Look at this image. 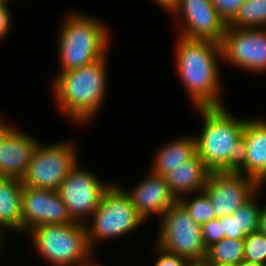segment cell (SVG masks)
Segmentation results:
<instances>
[{
  "mask_svg": "<svg viewBox=\"0 0 266 266\" xmlns=\"http://www.w3.org/2000/svg\"><path fill=\"white\" fill-rule=\"evenodd\" d=\"M11 0H0V3H10Z\"/></svg>",
  "mask_w": 266,
  "mask_h": 266,
  "instance_id": "38",
  "label": "cell"
},
{
  "mask_svg": "<svg viewBox=\"0 0 266 266\" xmlns=\"http://www.w3.org/2000/svg\"><path fill=\"white\" fill-rule=\"evenodd\" d=\"M227 27L266 28V0H245Z\"/></svg>",
  "mask_w": 266,
  "mask_h": 266,
  "instance_id": "20",
  "label": "cell"
},
{
  "mask_svg": "<svg viewBox=\"0 0 266 266\" xmlns=\"http://www.w3.org/2000/svg\"><path fill=\"white\" fill-rule=\"evenodd\" d=\"M220 224L222 225V233L225 238L231 240L244 239L245 234H238L237 216L229 215L220 218Z\"/></svg>",
  "mask_w": 266,
  "mask_h": 266,
  "instance_id": "28",
  "label": "cell"
},
{
  "mask_svg": "<svg viewBox=\"0 0 266 266\" xmlns=\"http://www.w3.org/2000/svg\"><path fill=\"white\" fill-rule=\"evenodd\" d=\"M175 48L176 72L195 108L222 107L219 62L221 44L189 40L178 36Z\"/></svg>",
  "mask_w": 266,
  "mask_h": 266,
  "instance_id": "2",
  "label": "cell"
},
{
  "mask_svg": "<svg viewBox=\"0 0 266 266\" xmlns=\"http://www.w3.org/2000/svg\"><path fill=\"white\" fill-rule=\"evenodd\" d=\"M2 247H3V243H0V250H1Z\"/></svg>",
  "mask_w": 266,
  "mask_h": 266,
  "instance_id": "39",
  "label": "cell"
},
{
  "mask_svg": "<svg viewBox=\"0 0 266 266\" xmlns=\"http://www.w3.org/2000/svg\"><path fill=\"white\" fill-rule=\"evenodd\" d=\"M244 260L266 265V234L256 231L244 238Z\"/></svg>",
  "mask_w": 266,
  "mask_h": 266,
  "instance_id": "24",
  "label": "cell"
},
{
  "mask_svg": "<svg viewBox=\"0 0 266 266\" xmlns=\"http://www.w3.org/2000/svg\"><path fill=\"white\" fill-rule=\"evenodd\" d=\"M258 231L266 234V205L260 207Z\"/></svg>",
  "mask_w": 266,
  "mask_h": 266,
  "instance_id": "31",
  "label": "cell"
},
{
  "mask_svg": "<svg viewBox=\"0 0 266 266\" xmlns=\"http://www.w3.org/2000/svg\"><path fill=\"white\" fill-rule=\"evenodd\" d=\"M76 147L70 141L42 145L37 143L22 184L33 188L58 190L77 164Z\"/></svg>",
  "mask_w": 266,
  "mask_h": 266,
  "instance_id": "8",
  "label": "cell"
},
{
  "mask_svg": "<svg viewBox=\"0 0 266 266\" xmlns=\"http://www.w3.org/2000/svg\"><path fill=\"white\" fill-rule=\"evenodd\" d=\"M156 251V254L158 253L159 255L154 266H191L193 264L188 259L168 252L158 245L156 246Z\"/></svg>",
  "mask_w": 266,
  "mask_h": 266,
  "instance_id": "27",
  "label": "cell"
},
{
  "mask_svg": "<svg viewBox=\"0 0 266 266\" xmlns=\"http://www.w3.org/2000/svg\"><path fill=\"white\" fill-rule=\"evenodd\" d=\"M203 119L195 136L197 156L211 172H235L245 175L246 143L243 135L246 119H237L225 106L195 108Z\"/></svg>",
  "mask_w": 266,
  "mask_h": 266,
  "instance_id": "1",
  "label": "cell"
},
{
  "mask_svg": "<svg viewBox=\"0 0 266 266\" xmlns=\"http://www.w3.org/2000/svg\"><path fill=\"white\" fill-rule=\"evenodd\" d=\"M239 266H264L262 264L253 263L250 261L243 260L239 263Z\"/></svg>",
  "mask_w": 266,
  "mask_h": 266,
  "instance_id": "34",
  "label": "cell"
},
{
  "mask_svg": "<svg viewBox=\"0 0 266 266\" xmlns=\"http://www.w3.org/2000/svg\"><path fill=\"white\" fill-rule=\"evenodd\" d=\"M262 187L251 177L235 172H210L203 188L216 218L232 215Z\"/></svg>",
  "mask_w": 266,
  "mask_h": 266,
  "instance_id": "12",
  "label": "cell"
},
{
  "mask_svg": "<svg viewBox=\"0 0 266 266\" xmlns=\"http://www.w3.org/2000/svg\"><path fill=\"white\" fill-rule=\"evenodd\" d=\"M26 234L36 252L52 266H85L94 261L85 224L37 225Z\"/></svg>",
  "mask_w": 266,
  "mask_h": 266,
  "instance_id": "5",
  "label": "cell"
},
{
  "mask_svg": "<svg viewBox=\"0 0 266 266\" xmlns=\"http://www.w3.org/2000/svg\"><path fill=\"white\" fill-rule=\"evenodd\" d=\"M191 266H206L204 263H193Z\"/></svg>",
  "mask_w": 266,
  "mask_h": 266,
  "instance_id": "36",
  "label": "cell"
},
{
  "mask_svg": "<svg viewBox=\"0 0 266 266\" xmlns=\"http://www.w3.org/2000/svg\"><path fill=\"white\" fill-rule=\"evenodd\" d=\"M244 260V239L223 238L207 248L203 263H237Z\"/></svg>",
  "mask_w": 266,
  "mask_h": 266,
  "instance_id": "21",
  "label": "cell"
},
{
  "mask_svg": "<svg viewBox=\"0 0 266 266\" xmlns=\"http://www.w3.org/2000/svg\"><path fill=\"white\" fill-rule=\"evenodd\" d=\"M206 266H239L237 263H204Z\"/></svg>",
  "mask_w": 266,
  "mask_h": 266,
  "instance_id": "33",
  "label": "cell"
},
{
  "mask_svg": "<svg viewBox=\"0 0 266 266\" xmlns=\"http://www.w3.org/2000/svg\"><path fill=\"white\" fill-rule=\"evenodd\" d=\"M178 202L186 209L190 217L201 226L216 218V212L204 191L185 195L179 198Z\"/></svg>",
  "mask_w": 266,
  "mask_h": 266,
  "instance_id": "22",
  "label": "cell"
},
{
  "mask_svg": "<svg viewBox=\"0 0 266 266\" xmlns=\"http://www.w3.org/2000/svg\"><path fill=\"white\" fill-rule=\"evenodd\" d=\"M242 137L246 143L245 176L261 186L266 181V120L247 118Z\"/></svg>",
  "mask_w": 266,
  "mask_h": 266,
  "instance_id": "16",
  "label": "cell"
},
{
  "mask_svg": "<svg viewBox=\"0 0 266 266\" xmlns=\"http://www.w3.org/2000/svg\"><path fill=\"white\" fill-rule=\"evenodd\" d=\"M85 266H100L99 264L97 265V263H95V261L85 265ZM102 266V265H101Z\"/></svg>",
  "mask_w": 266,
  "mask_h": 266,
  "instance_id": "35",
  "label": "cell"
},
{
  "mask_svg": "<svg viewBox=\"0 0 266 266\" xmlns=\"http://www.w3.org/2000/svg\"><path fill=\"white\" fill-rule=\"evenodd\" d=\"M153 1L156 2L161 7V9L163 8L166 11V13L167 11L169 13L178 2V0H153Z\"/></svg>",
  "mask_w": 266,
  "mask_h": 266,
  "instance_id": "32",
  "label": "cell"
},
{
  "mask_svg": "<svg viewBox=\"0 0 266 266\" xmlns=\"http://www.w3.org/2000/svg\"><path fill=\"white\" fill-rule=\"evenodd\" d=\"M8 5V3H0V41L8 36V32H11L12 15Z\"/></svg>",
  "mask_w": 266,
  "mask_h": 266,
  "instance_id": "29",
  "label": "cell"
},
{
  "mask_svg": "<svg viewBox=\"0 0 266 266\" xmlns=\"http://www.w3.org/2000/svg\"><path fill=\"white\" fill-rule=\"evenodd\" d=\"M62 22L57 37L59 72L80 68L109 54L111 32L98 18L73 11Z\"/></svg>",
  "mask_w": 266,
  "mask_h": 266,
  "instance_id": "4",
  "label": "cell"
},
{
  "mask_svg": "<svg viewBox=\"0 0 266 266\" xmlns=\"http://www.w3.org/2000/svg\"><path fill=\"white\" fill-rule=\"evenodd\" d=\"M125 189L111 183L91 215L92 220L86 222L87 239L93 251L97 242L125 236L144 223Z\"/></svg>",
  "mask_w": 266,
  "mask_h": 266,
  "instance_id": "6",
  "label": "cell"
},
{
  "mask_svg": "<svg viewBox=\"0 0 266 266\" xmlns=\"http://www.w3.org/2000/svg\"><path fill=\"white\" fill-rule=\"evenodd\" d=\"M38 140L15 128L0 145V177L22 179Z\"/></svg>",
  "mask_w": 266,
  "mask_h": 266,
  "instance_id": "15",
  "label": "cell"
},
{
  "mask_svg": "<svg viewBox=\"0 0 266 266\" xmlns=\"http://www.w3.org/2000/svg\"><path fill=\"white\" fill-rule=\"evenodd\" d=\"M108 56L55 76L51 84L54 99L70 121L87 124L100 110L108 88Z\"/></svg>",
  "mask_w": 266,
  "mask_h": 266,
  "instance_id": "3",
  "label": "cell"
},
{
  "mask_svg": "<svg viewBox=\"0 0 266 266\" xmlns=\"http://www.w3.org/2000/svg\"><path fill=\"white\" fill-rule=\"evenodd\" d=\"M134 187L125 192L144 221L153 215L161 218L178 201L171 193L165 177L152 171Z\"/></svg>",
  "mask_w": 266,
  "mask_h": 266,
  "instance_id": "14",
  "label": "cell"
},
{
  "mask_svg": "<svg viewBox=\"0 0 266 266\" xmlns=\"http://www.w3.org/2000/svg\"><path fill=\"white\" fill-rule=\"evenodd\" d=\"M14 129V126H11V124H8L6 121L4 122L2 117H0V145Z\"/></svg>",
  "mask_w": 266,
  "mask_h": 266,
  "instance_id": "30",
  "label": "cell"
},
{
  "mask_svg": "<svg viewBox=\"0 0 266 266\" xmlns=\"http://www.w3.org/2000/svg\"><path fill=\"white\" fill-rule=\"evenodd\" d=\"M244 1L245 0H210L226 24L235 17Z\"/></svg>",
  "mask_w": 266,
  "mask_h": 266,
  "instance_id": "26",
  "label": "cell"
},
{
  "mask_svg": "<svg viewBox=\"0 0 266 266\" xmlns=\"http://www.w3.org/2000/svg\"><path fill=\"white\" fill-rule=\"evenodd\" d=\"M203 243L206 248L219 242L225 235L222 233V225L220 224V218H215L201 226Z\"/></svg>",
  "mask_w": 266,
  "mask_h": 266,
  "instance_id": "25",
  "label": "cell"
},
{
  "mask_svg": "<svg viewBox=\"0 0 266 266\" xmlns=\"http://www.w3.org/2000/svg\"><path fill=\"white\" fill-rule=\"evenodd\" d=\"M154 154L151 171L155 174L165 176L172 168L183 165L185 161L192 159L196 154L195 135L192 137L182 136L163 144Z\"/></svg>",
  "mask_w": 266,
  "mask_h": 266,
  "instance_id": "19",
  "label": "cell"
},
{
  "mask_svg": "<svg viewBox=\"0 0 266 266\" xmlns=\"http://www.w3.org/2000/svg\"><path fill=\"white\" fill-rule=\"evenodd\" d=\"M22 181L0 177V233L22 232Z\"/></svg>",
  "mask_w": 266,
  "mask_h": 266,
  "instance_id": "18",
  "label": "cell"
},
{
  "mask_svg": "<svg viewBox=\"0 0 266 266\" xmlns=\"http://www.w3.org/2000/svg\"><path fill=\"white\" fill-rule=\"evenodd\" d=\"M258 192L256 191L243 205L234 213L237 216L238 234L246 236L258 231L260 205L257 203Z\"/></svg>",
  "mask_w": 266,
  "mask_h": 266,
  "instance_id": "23",
  "label": "cell"
},
{
  "mask_svg": "<svg viewBox=\"0 0 266 266\" xmlns=\"http://www.w3.org/2000/svg\"><path fill=\"white\" fill-rule=\"evenodd\" d=\"M210 172L196 154L183 165L172 168L164 177L171 193L178 200L186 194L203 191Z\"/></svg>",
  "mask_w": 266,
  "mask_h": 266,
  "instance_id": "17",
  "label": "cell"
},
{
  "mask_svg": "<svg viewBox=\"0 0 266 266\" xmlns=\"http://www.w3.org/2000/svg\"><path fill=\"white\" fill-rule=\"evenodd\" d=\"M222 59L248 72H266V28L227 27L221 42Z\"/></svg>",
  "mask_w": 266,
  "mask_h": 266,
  "instance_id": "11",
  "label": "cell"
},
{
  "mask_svg": "<svg viewBox=\"0 0 266 266\" xmlns=\"http://www.w3.org/2000/svg\"><path fill=\"white\" fill-rule=\"evenodd\" d=\"M169 14L182 22L178 29L180 37L221 44L227 24L210 0H178Z\"/></svg>",
  "mask_w": 266,
  "mask_h": 266,
  "instance_id": "10",
  "label": "cell"
},
{
  "mask_svg": "<svg viewBox=\"0 0 266 266\" xmlns=\"http://www.w3.org/2000/svg\"><path fill=\"white\" fill-rule=\"evenodd\" d=\"M155 245L188 259L203 263L207 248L203 243L201 225L197 224L177 201L160 218Z\"/></svg>",
  "mask_w": 266,
  "mask_h": 266,
  "instance_id": "7",
  "label": "cell"
},
{
  "mask_svg": "<svg viewBox=\"0 0 266 266\" xmlns=\"http://www.w3.org/2000/svg\"><path fill=\"white\" fill-rule=\"evenodd\" d=\"M78 164L71 169L57 191L72 221L86 224L111 184L103 183L96 174Z\"/></svg>",
  "mask_w": 266,
  "mask_h": 266,
  "instance_id": "9",
  "label": "cell"
},
{
  "mask_svg": "<svg viewBox=\"0 0 266 266\" xmlns=\"http://www.w3.org/2000/svg\"><path fill=\"white\" fill-rule=\"evenodd\" d=\"M72 222L58 191L23 185L22 233L26 234L37 225H59Z\"/></svg>",
  "mask_w": 266,
  "mask_h": 266,
  "instance_id": "13",
  "label": "cell"
},
{
  "mask_svg": "<svg viewBox=\"0 0 266 266\" xmlns=\"http://www.w3.org/2000/svg\"><path fill=\"white\" fill-rule=\"evenodd\" d=\"M5 240V236H3L1 233H0V243H3Z\"/></svg>",
  "mask_w": 266,
  "mask_h": 266,
  "instance_id": "37",
  "label": "cell"
}]
</instances>
